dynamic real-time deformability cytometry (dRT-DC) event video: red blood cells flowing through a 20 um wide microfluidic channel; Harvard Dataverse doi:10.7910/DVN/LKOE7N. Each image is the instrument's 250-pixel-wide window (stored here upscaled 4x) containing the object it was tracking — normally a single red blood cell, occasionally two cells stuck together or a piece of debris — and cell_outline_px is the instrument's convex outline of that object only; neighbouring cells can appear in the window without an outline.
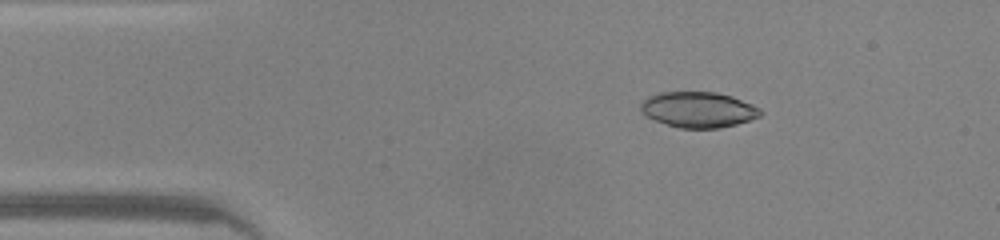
{"species": "common noctule bat (a hibernating species)", "species_latin": "Nyctalus noctula", "temperature_condition": "warm", "stored_images_in_passage": 46, "camera_frame_rate_fps": 3000, "um_per_image_px": 0.085, "animal": {"sex": "male", "body_mass_g": 20.0, "forearm_length_mm": 53.3}, "frame": {"image": 1, "passage_image": 7, "time_ms": 2.0, "image_size_px": [1000, 240], "cell_outline_px": [[764, 112], [760, 116], [736, 124], [720, 128], [680, 128], [656, 120], [648, 116], [640, 108], [640, 104], [644, 100], [660, 92], [716, 92], [732, 96], [752, 104], [760, 108]], "centroid_in_image_um": [59.41, 9.31], "position_along_channel_um": 25.6, "area_um2": 24.57}}
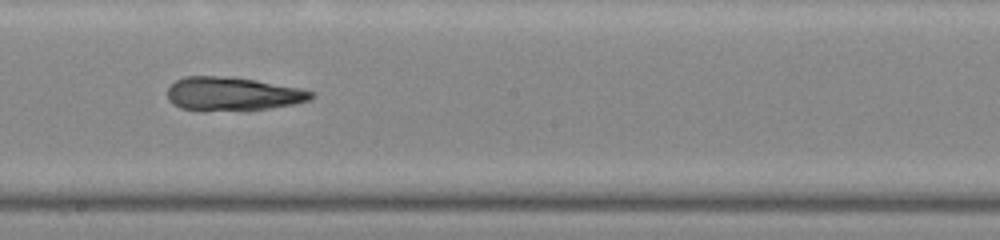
{"frame": {"image": 2, "passage_image": 25, "time_ms": 8.0, "image_size_px": [1000, 240], "cell_outline_px": [[312, 100], [296, 104], [248, 112], [200, 112], [180, 108], [172, 104], [168, 100], [168, 88], [176, 80], [184, 76], [216, 76], [256, 80], [300, 88], [312, 92]], "centroid_in_image_um": [19.75, 8.04], "position_along_channel_um": 228.4, "area_um2": 29.07}}
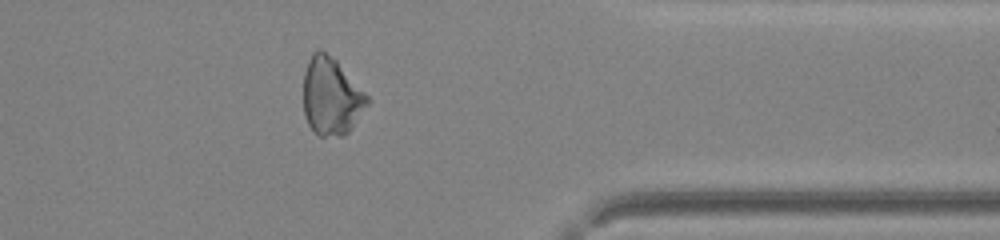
{"frame": {"image": 3, "passage_image": 37, "time_ms": 12.0, "image_size_px": [1000, 240], "cell_outline_px": [[372, 100], [352, 128], [344, 136], [320, 136], [308, 124], [304, 116], [304, 72], [308, 60], [312, 52], [316, 48], [320, 48], [336, 60]], "centroid_in_image_um": [28.17, 8.19], "position_along_channel_um": 383.2, "area_um2": 29.02}, "authors_computed_cell_mechanics": {"area_um2": 28.4087, "velocity_mm_per_s": 4.3015, "shape_relaxation_time_tau1_ms": 5.3527, "shape_relaxation_time_tau2_ms": 3.9987, "deformation_change_tau1": 0.1887, "deformation_change_tau2": 0.1407}}